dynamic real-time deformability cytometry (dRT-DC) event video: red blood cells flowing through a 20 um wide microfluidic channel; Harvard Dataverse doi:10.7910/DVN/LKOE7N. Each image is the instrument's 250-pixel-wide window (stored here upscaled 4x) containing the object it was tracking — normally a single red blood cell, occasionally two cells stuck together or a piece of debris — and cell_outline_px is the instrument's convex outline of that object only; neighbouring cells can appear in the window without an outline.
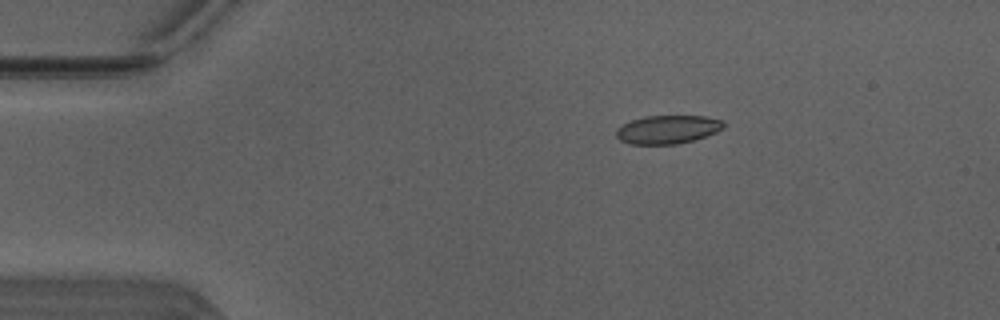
{"species": "Egyptian fruit bat (a non-hibernating species)", "species_latin": "Rousettus aegyptiacus", "temperature_condition": "warm", "stored_images_in_passage": 42, "camera_frame_rate_fps": 3000, "um_per_image_px": 0.085, "animal": {"sex": "male"}, "frame": {"image": 1, "passage_image": 1, "time_ms": 0.0, "image_size_px": [1000, 320], "cell_outline_px": [[724, 128], [716, 132], [692, 140], [676, 144], [628, 144], [620, 140], [616, 136], [616, 128], [632, 120], [644, 116], [704, 116], [720, 120], [724, 124]], "centroid_in_image_um": [56.71, 11.0], "position_along_channel_um": 28.3, "area_um2": 17.63}}
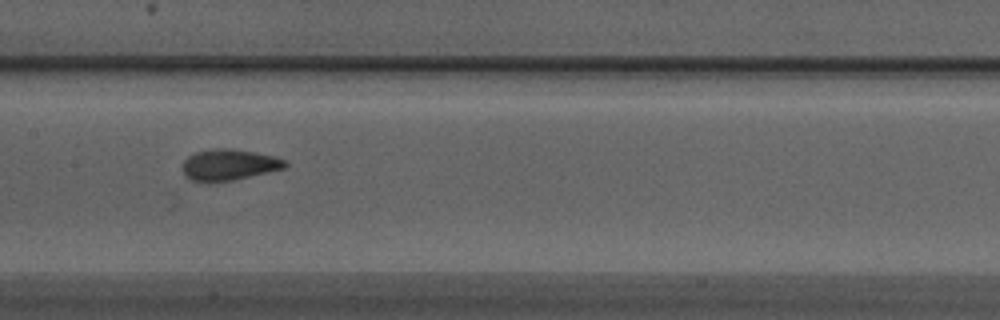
{"frame": {"image": 2, "passage_image": 17, "time_ms": 5.333, "image_size_px": [1000, 320], "cell_outline_px": [[288, 164], [284, 168], [232, 180], [192, 180], [184, 176], [184, 160], [188, 156], [196, 152], [212, 148], [232, 148], [256, 152], [272, 156], [284, 160]], "centroid_in_image_um": [19.46, 13.97], "position_along_channel_um": 187.9, "area_um2": 18.09}}
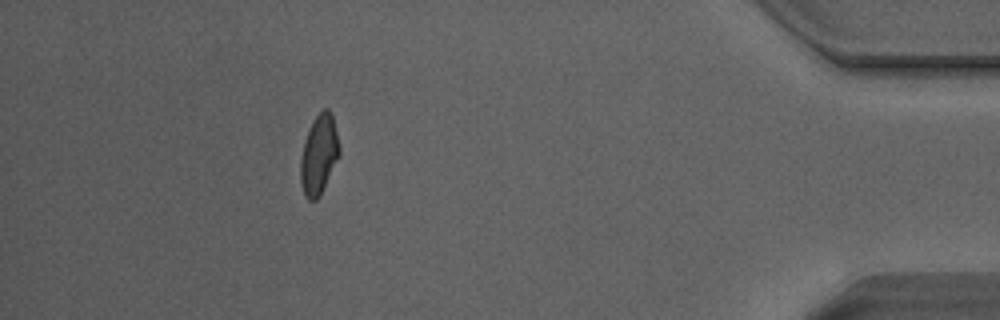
{"frame": {"image": 3, "passage_image": 37, "time_ms": 12.0, "image_size_px": [1000, 320], "cell_outline_px": [[340, 156], [320, 196], [316, 200], [308, 200], [304, 196], [300, 180], [300, 160], [304, 140], [308, 128], [316, 116], [324, 108], [328, 108], [332, 112], [340, 148]], "centroid_in_image_um": [27.11, 13.15], "position_along_channel_um": 408.1, "area_um2": 18.32}, "authors_computed_cell_mechanics": {"area_um2": 18.1203, "velocity_mm_per_s": 4.1357, "shape_relaxation_time_tau1_ms": 7.279, "shape_relaxation_time_tau2_ms": 0.8925, "deformation_change_tau1": 0.1866, "deformation_change_tau2": 0.0614}}